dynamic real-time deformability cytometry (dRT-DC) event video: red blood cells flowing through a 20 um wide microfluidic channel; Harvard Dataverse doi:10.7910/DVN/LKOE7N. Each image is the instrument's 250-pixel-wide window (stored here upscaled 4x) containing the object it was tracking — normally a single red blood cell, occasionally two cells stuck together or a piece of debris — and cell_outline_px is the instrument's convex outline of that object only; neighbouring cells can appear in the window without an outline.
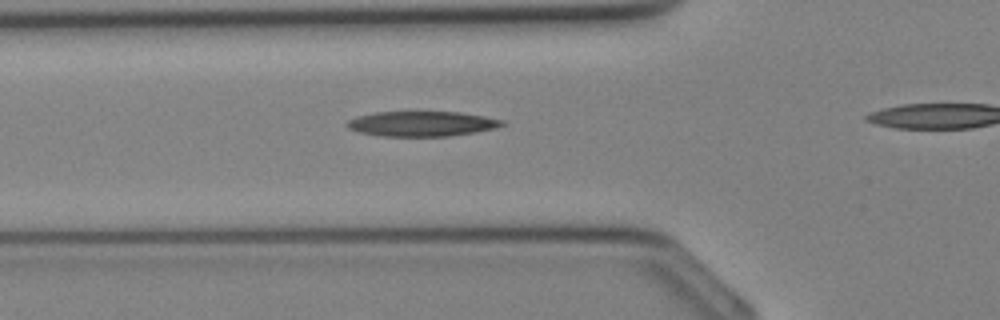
{"species": "Egyptian fruit bat (a non-hibernating species)", "species_latin": "Rousettus aegyptiacus", "temperature_condition": "cold", "stored_images_in_passage": 20, "camera_frame_rate_fps": 3000, "um_per_image_px": 0.085, "animal": {"sex": "female"}, "frame": {"image": 1, "passage_image": 4, "time_ms": 1.0, "image_size_px": [1000, 320], "cell_outline_px": [[508, 124], [496, 128], [476, 132], [448, 136], [380, 136], [360, 132], [348, 128], [344, 124], [348, 120], [356, 116], [372, 112], [460, 112], [484, 116], [504, 120]], "centroid_in_image_um": [35.86, 10.51], "position_along_channel_um": 89.9, "area_um2": 22.83}}
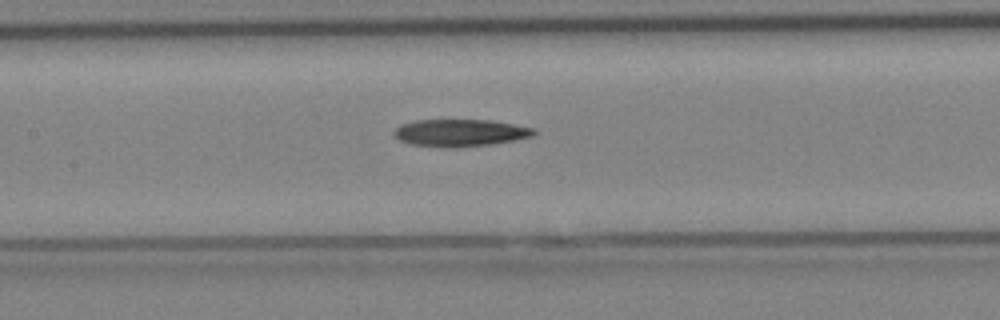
{"frame": {"image": 2, "passage_image": 8, "time_ms": 2.333, "image_size_px": [1000, 320], "cell_outline_px": [[536, 132], [532, 136], [516, 140], [492, 144], [460, 148], [440, 148], [408, 144], [400, 140], [392, 132], [400, 124], [416, 120], [488, 120], [536, 128]], "centroid_in_image_um": [39.09, 11.31], "position_along_channel_um": 168.3, "area_um2": 22.48}}
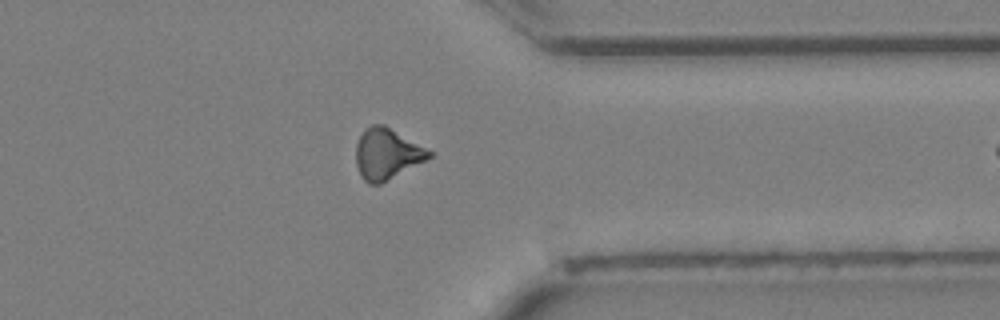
{"frame": {"image": 3, "passage_image": 19, "time_ms": 6.0, "image_size_px": [1000, 320], "cell_outline_px": [[432, 156], [380, 184], [368, 184], [360, 176], [356, 164], [356, 144], [364, 128], [372, 124], [384, 124], [432, 152]], "centroid_in_image_um": [32.83, 13.07], "position_along_channel_um": 378.6, "area_um2": 21.39}}